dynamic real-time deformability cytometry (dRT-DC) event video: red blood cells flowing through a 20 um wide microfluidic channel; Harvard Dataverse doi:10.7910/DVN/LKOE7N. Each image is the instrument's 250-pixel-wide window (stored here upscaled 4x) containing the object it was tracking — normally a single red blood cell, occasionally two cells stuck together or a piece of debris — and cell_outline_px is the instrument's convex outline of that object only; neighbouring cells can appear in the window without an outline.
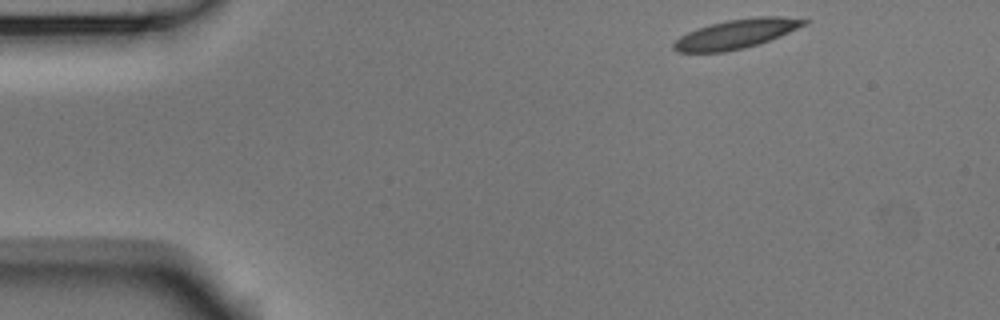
{"species": "Egyptian fruit bat (a non-hibernating species)", "species_latin": "Rousettus aegyptiacus", "temperature_condition": "room temperature", "stored_images_in_passage": 48, "camera_frame_rate_fps": 3000, "um_per_image_px": 0.085, "animal": {"sex": "male"}, "frame": {"image": 1, "passage_image": 1, "time_ms": 0.0, "image_size_px": [1000, 320], "cell_outline_px": [[812, 20], [808, 24], [780, 36], [744, 48], [724, 52], [676, 52], [672, 48], [672, 44], [680, 36], [696, 28], [728, 20], [756, 16], [780, 16]], "centroid_in_image_um": [62.59, 2.87], "position_along_channel_um": 22.4, "area_um2": 22.2}}
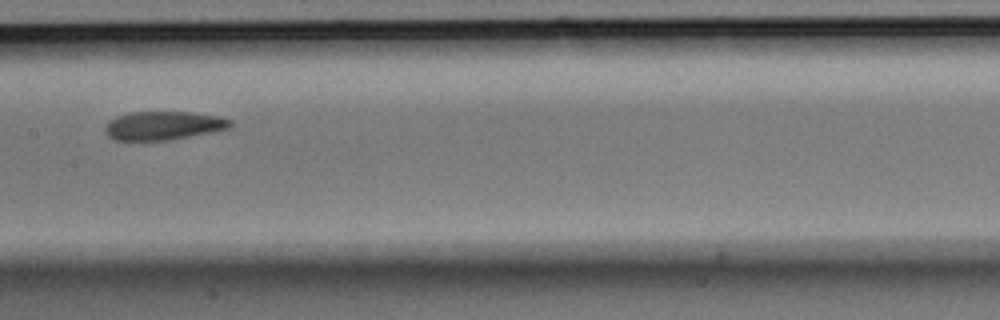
{"frame": {"image": 2, "passage_image": 21, "time_ms": 6.667, "image_size_px": [1000, 320], "cell_outline_px": [[232, 124], [228, 128], [168, 140], [116, 140], [108, 136], [104, 132], [104, 128], [108, 120], [116, 116], [128, 112], [192, 112], [220, 116], [232, 120]], "centroid_in_image_um": [13.83, 10.66], "position_along_channel_um": 193.6, "area_um2": 20.81}}
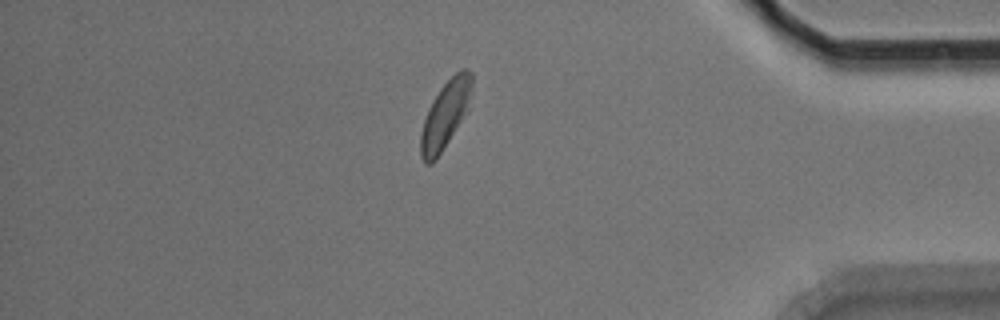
{"frame": {"image": 3, "passage_image": 40, "time_ms": 13.0, "image_size_px": [1000, 320], "cell_outline_px": [[472, 88], [468, 112], [436, 160], [432, 164], [424, 164], [420, 156], [420, 136], [424, 120], [428, 108], [432, 100], [440, 88], [460, 68], [464, 68], [472, 72]], "centroid_in_image_um": [37.86, 9.77], "position_along_channel_um": 397.3, "area_um2": 20.4}, "authors_computed_cell_mechanics": {"area_um2": 21.3571, "velocity_mm_per_s": 3.7324, "shape_relaxation_time_tau1_ms": 4.502, "shape_relaxation_time_tau2_ms": 1.7409, "deformation_change_tau1": 0.141, "deformation_change_tau2": 0.0671}}